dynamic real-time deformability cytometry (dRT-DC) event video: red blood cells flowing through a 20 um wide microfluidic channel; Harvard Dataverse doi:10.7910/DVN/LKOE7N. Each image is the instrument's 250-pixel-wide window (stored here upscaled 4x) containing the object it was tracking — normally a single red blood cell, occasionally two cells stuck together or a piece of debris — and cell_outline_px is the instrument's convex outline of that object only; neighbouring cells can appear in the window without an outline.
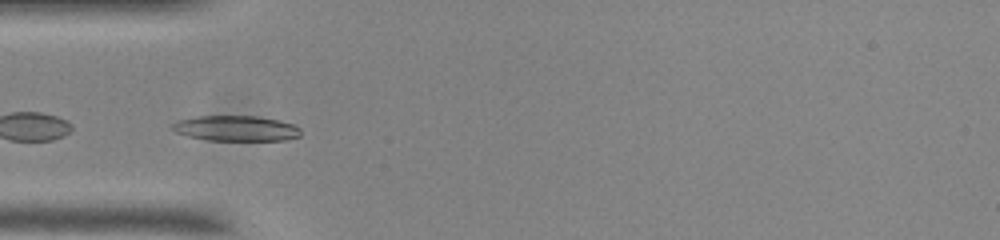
{"species": "common noctule bat (a hibernating species)", "species_latin": "Nyctalus noctula", "temperature_condition": "room temperature", "stored_images_in_passage": 42, "camera_frame_rate_fps": 3000, "um_per_image_px": 0.085, "animal": {"sex": "male", "body_mass_g": 20.0, "forearm_length_mm": 53.3}, "frame": {"image": 1, "passage_image": 13, "time_ms": 4.0, "image_size_px": [1000, 240], "cell_outline_px": [[300, 136], [284, 140], [208, 140], [188, 136], [176, 132], [172, 128], [172, 124], [176, 120], [196, 116], [256, 116], [280, 120], [292, 124], [300, 128]], "centroid_in_image_um": [20.05, 10.9], "position_along_channel_um": 65.0, "area_um2": 18.96}, "authors_computed_cell_mechanics": {"area_um2": 18.6116, "velocity_mm_per_s": 3.6966, "shape_relaxation_time_tau1_ms": 2.2899, "shape_relaxation_time_tau2_ms": null, "deformation_change_tau1": 0.1058, "deformation_change_tau2": null}}